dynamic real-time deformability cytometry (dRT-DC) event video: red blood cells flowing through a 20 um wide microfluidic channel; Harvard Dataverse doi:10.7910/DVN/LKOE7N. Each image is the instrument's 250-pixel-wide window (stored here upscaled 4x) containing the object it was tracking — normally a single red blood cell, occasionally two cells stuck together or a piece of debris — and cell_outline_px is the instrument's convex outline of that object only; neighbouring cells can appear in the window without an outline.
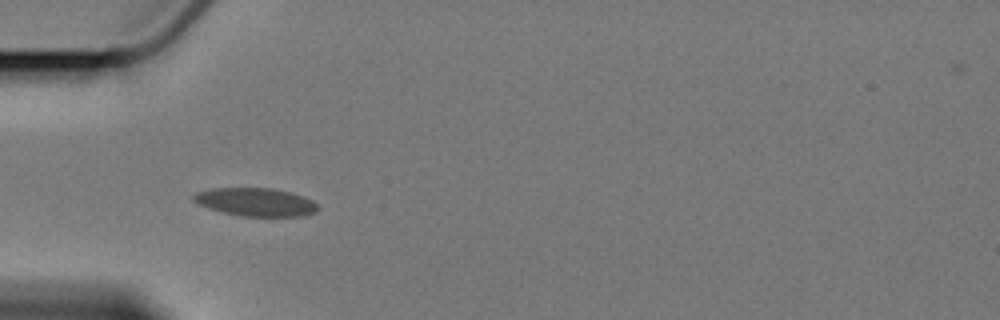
{"species": "Egyptian fruit bat (a non-hibernating species)", "species_latin": "Rousettus aegyptiacus", "temperature_condition": "cold", "stored_images_in_passage": 7, "camera_frame_rate_fps": 3000, "um_per_image_px": 0.085, "animal": {"sex": "female"}, "frame": {"image": 1, "passage_image": 5, "time_ms": 5.667, "image_size_px": [1000, 320], "cell_outline_px": [[320, 208], [316, 212], [304, 216], [240, 216], [208, 208], [196, 204], [192, 200], [192, 196], [196, 192], [212, 188], [272, 188], [292, 192], [304, 196], [312, 200]], "centroid_in_image_um": [21.73, 17.17], "position_along_channel_um": 63.3, "area_um2": 20.63}}
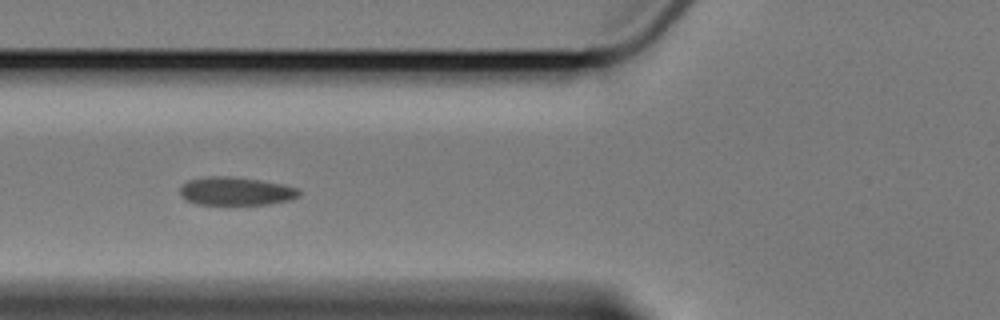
{"frame": {"image": 2, "passage_image": 6, "time_ms": 7.0, "image_size_px": [1000, 320], "cell_outline_px": [[300, 196], [292, 200], [268, 204], [196, 204], [180, 196], [180, 188], [188, 180], [208, 176], [228, 176], [256, 180], [280, 184], [296, 188], [300, 192]], "centroid_in_image_um": [20.04, 16.26], "position_along_channel_um": 105.8, "area_um2": 19.36}}
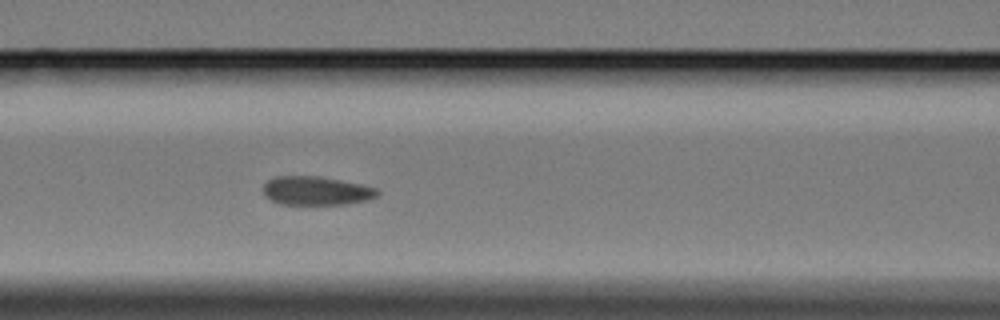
{"frame": {"image": 3, "passage_image": 7, "time_ms": 8.0, "image_size_px": [1000, 320], "cell_outline_px": [[380, 192], [376, 196], [368, 200], [348, 204], [280, 204], [264, 196], [264, 184], [268, 180], [276, 176], [320, 176], [360, 184], [376, 188]], "centroid_in_image_um": [26.88, 16.21], "position_along_channel_um": 139.7, "area_um2": 19.07}}